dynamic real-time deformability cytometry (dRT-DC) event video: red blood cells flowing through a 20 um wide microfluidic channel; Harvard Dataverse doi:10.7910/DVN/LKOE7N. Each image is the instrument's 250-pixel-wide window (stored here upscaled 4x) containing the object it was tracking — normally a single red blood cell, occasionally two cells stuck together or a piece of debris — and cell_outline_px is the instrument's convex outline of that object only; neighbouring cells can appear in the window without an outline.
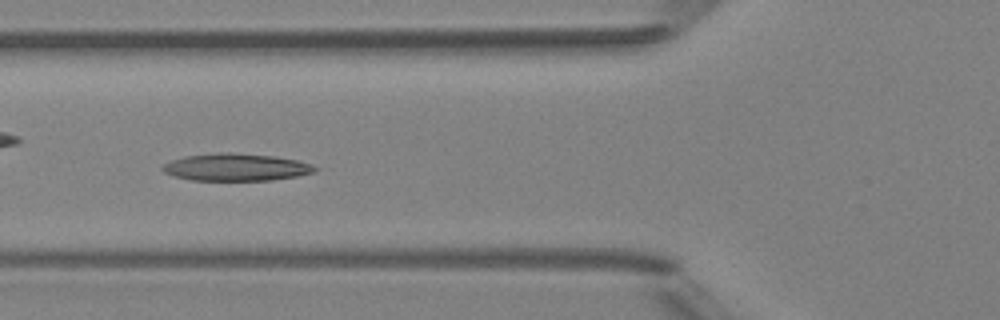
{"species": "Egyptian fruit bat (a non-hibernating species)", "species_latin": "Rousettus aegyptiacus", "temperature_condition": "room temperature", "stored_images_in_passage": 6, "camera_frame_rate_fps": 3000, "um_per_image_px": 0.085, "animal": {"sex": "female"}, "frame": {"image": 1, "passage_image": 6, "time_ms": 6.667, "image_size_px": [1000, 320], "cell_outline_px": [[320, 168], [316, 172], [296, 176], [272, 180], [192, 180], [176, 176], [164, 172], [160, 168], [164, 164], [172, 160], [184, 156], [220, 152], [228, 152], [276, 156], [296, 160], [312, 164]], "centroid_in_image_um": [20.1, 14.2], "position_along_channel_um": 105.7, "area_um2": 24.28}}